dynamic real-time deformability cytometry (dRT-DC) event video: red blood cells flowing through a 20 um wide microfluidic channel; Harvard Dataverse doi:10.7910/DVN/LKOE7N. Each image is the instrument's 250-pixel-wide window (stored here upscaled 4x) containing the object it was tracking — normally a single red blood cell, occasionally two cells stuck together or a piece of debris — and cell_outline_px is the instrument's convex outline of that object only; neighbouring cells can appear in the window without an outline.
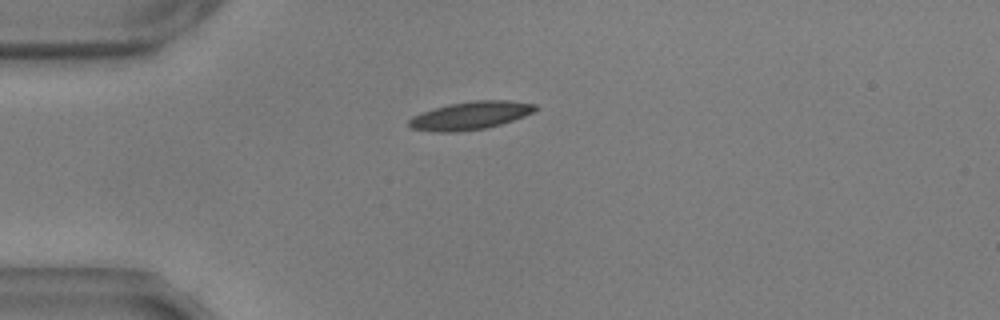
{"species": "common noctule bat (a hibernating species)", "species_latin": "Nyctalus noctula", "temperature_condition": "warm", "stored_images_in_passage": 20, "camera_frame_rate_fps": 3000, "um_per_image_px": 0.085, "animal": {"sex": "male", "body_mass_g": 17.9, "forearm_length_mm": 54.2}, "frame": {"image": 1, "passage_image": 6, "time_ms": 1.667, "image_size_px": [1000, 320], "cell_outline_px": [[540, 108], [524, 116], [500, 124], [484, 128], [456, 132], [432, 132], [412, 128], [408, 124], [408, 120], [412, 116], [420, 112], [448, 104], [476, 100], [508, 100], [536, 104]], "centroid_in_image_um": [39.96, 9.81], "position_along_channel_um": 45.0, "area_um2": 20.63}}
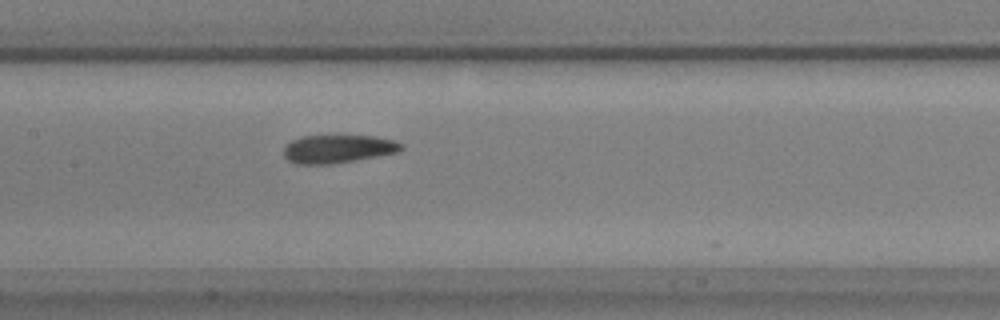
{"frame": {"image": 2, "passage_image": 19, "time_ms": 6.0, "image_size_px": [1000, 320], "cell_outline_px": [[404, 148], [400, 152], [356, 160], [332, 164], [296, 164], [288, 160], [284, 156], [284, 148], [292, 140], [304, 136], [376, 136], [392, 140], [404, 144]], "centroid_in_image_um": [28.76, 12.66], "position_along_channel_um": 178.6, "area_um2": 19.31}}